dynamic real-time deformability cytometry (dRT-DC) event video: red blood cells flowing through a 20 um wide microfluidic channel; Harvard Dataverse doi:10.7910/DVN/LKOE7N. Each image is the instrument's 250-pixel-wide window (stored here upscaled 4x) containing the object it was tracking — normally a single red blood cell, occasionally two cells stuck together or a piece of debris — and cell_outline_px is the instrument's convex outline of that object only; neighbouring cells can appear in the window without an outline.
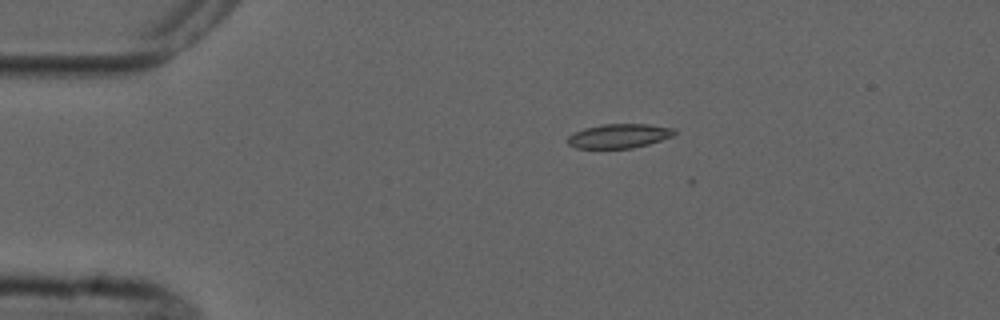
{"species": "common noctule bat (a hibernating species)", "species_latin": "Nyctalus noctula", "temperature_condition": "cold", "stored_images_in_passage": 5, "camera_frame_rate_fps": 3000, "um_per_image_px": 0.085, "animal": {"sex": "male", "forearm_length_mm": 52.5}, "frame": {"image": 1, "passage_image": 3, "time_ms": 3.0, "image_size_px": [1000, 320], "cell_outline_px": [[676, 132], [672, 136], [648, 144], [632, 148], [576, 148], [568, 144], [568, 136], [584, 128], [604, 124], [648, 124], [676, 128]], "centroid_in_image_um": [52.64, 11.55], "position_along_channel_um": 32.4, "area_um2": 14.97}}
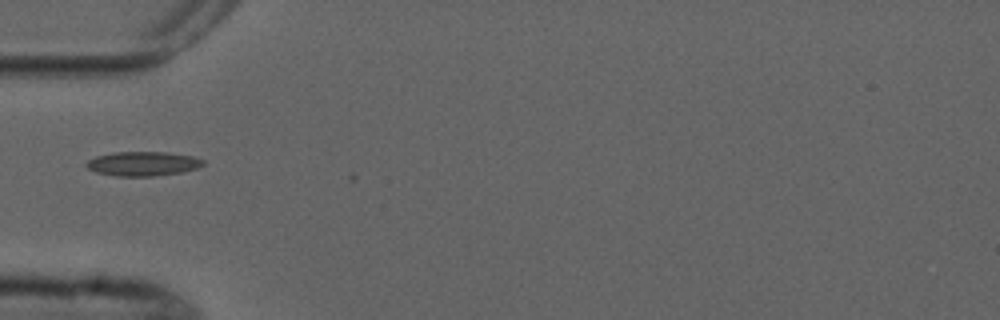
{"frame": {"image": 2, "passage_image": 5, "time_ms": 5.333, "image_size_px": [1000, 320], "cell_outline_px": [[204, 164], [196, 168], [184, 172], [152, 176], [116, 176], [96, 172], [88, 168], [84, 164], [88, 160], [96, 156], [112, 152], [164, 152], [192, 156], [204, 160]], "centroid_in_image_um": [12.12, 13.91], "position_along_channel_um": 72.9, "area_um2": 16.53}}